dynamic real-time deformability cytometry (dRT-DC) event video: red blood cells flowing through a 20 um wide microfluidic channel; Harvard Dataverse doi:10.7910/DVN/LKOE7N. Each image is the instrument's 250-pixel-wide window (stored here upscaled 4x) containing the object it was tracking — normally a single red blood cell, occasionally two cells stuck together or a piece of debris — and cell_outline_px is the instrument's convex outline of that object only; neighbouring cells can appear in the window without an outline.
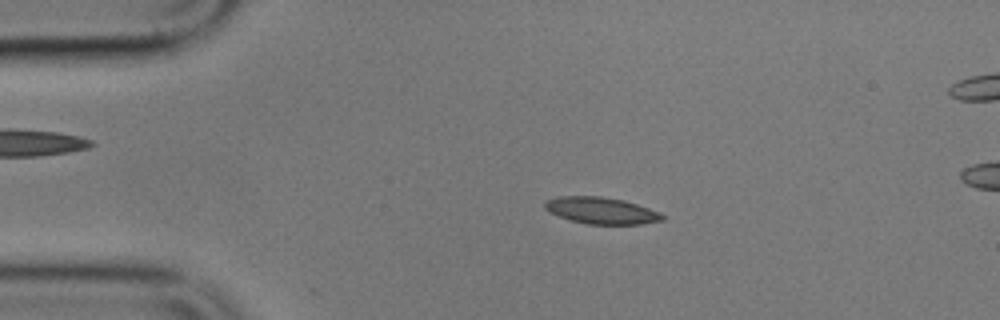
{"species": "common noctule bat (a hibernating species)", "species_latin": "Nyctalus noctula", "temperature_condition": "cold", "stored_images_in_passage": 5, "camera_frame_rate_fps": 3000, "um_per_image_px": 0.085, "animal": {"sex": "male", "body_mass_g": 17.9}, "frame": {"image": 1, "passage_image": 3, "time_ms": 2.333, "image_size_px": [1000, 320], "cell_outline_px": [[668, 216], [664, 220], [640, 224], [588, 224], [572, 220], [548, 212], [544, 208], [544, 200], [560, 196], [600, 196], [624, 200], [660, 212]], "centroid_in_image_um": [51.12, 17.89], "position_along_channel_um": 33.9, "area_um2": 18.32}}